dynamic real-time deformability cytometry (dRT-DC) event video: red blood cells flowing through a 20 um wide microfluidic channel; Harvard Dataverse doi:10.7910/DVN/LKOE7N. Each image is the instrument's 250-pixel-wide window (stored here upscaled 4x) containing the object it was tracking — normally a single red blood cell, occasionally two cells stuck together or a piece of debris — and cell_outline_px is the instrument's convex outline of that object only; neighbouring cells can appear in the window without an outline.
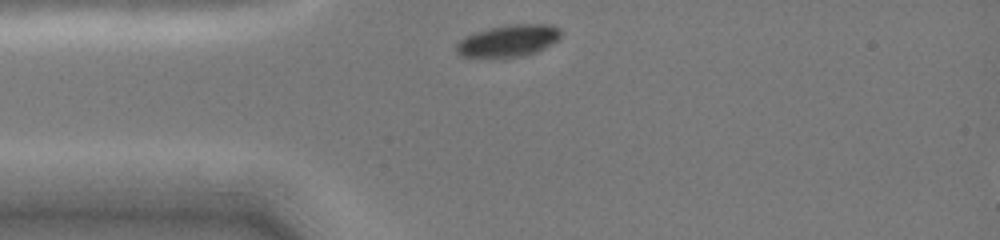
{"species": "common noctule bat (a hibernating species)", "species_latin": "Nyctalus noctula", "temperature_condition": "cold", "stored_images_in_passage": 11, "camera_frame_rate_fps": 3000, "um_per_image_px": 0.085, "animal": {"sex": "female", "body_mass_g": 19.0, "forearm_length_mm": 51.5}, "frame": {"image": 1, "passage_image": 1, "time_ms": 0.0, "image_size_px": [1000, 240], "cell_outline_px": [[560, 36], [556, 40], [536, 52], [520, 56], [460, 56], [456, 52], [456, 44], [464, 36], [488, 28], [508, 24], [552, 24], [560, 28]], "centroid_in_image_um": [43.2, 3.43], "position_along_channel_um": 41.8, "area_um2": 19.07}}
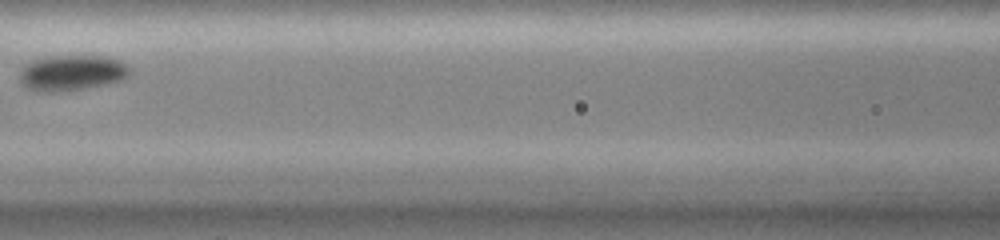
{"frame": {"image": 2, "passage_image": 7, "time_ms": 3.333, "image_size_px": [1000, 240], "cell_outline_px": [[132, 72], [124, 80], [84, 88], [60, 92], [40, 92], [24, 88], [20, 80], [20, 72], [32, 60], [48, 56], [108, 56], [120, 60]], "centroid_in_image_um": [6.11, 6.2], "position_along_channel_um": 160.5, "area_um2": 22.95}}
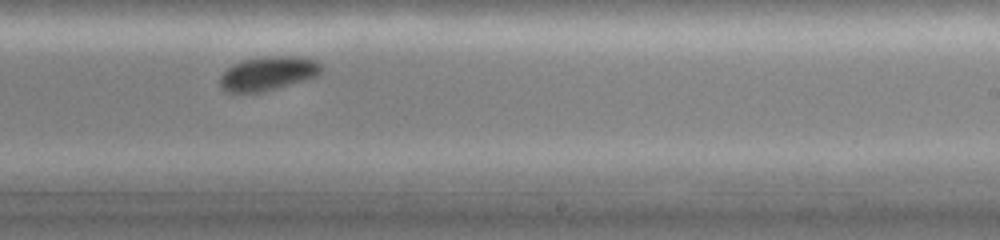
{"frame": {"image": 3, "passage_image": 10, "time_ms": 6.0, "image_size_px": [1000, 240], "cell_outline_px": [[324, 68], [316, 76], [276, 88], [260, 92], [228, 92], [220, 88], [220, 76], [228, 68], [244, 60], [260, 56], [304, 56], [316, 60]], "centroid_in_image_um": [22.8, 6.22], "position_along_channel_um": 266.2, "area_um2": 19.94}}